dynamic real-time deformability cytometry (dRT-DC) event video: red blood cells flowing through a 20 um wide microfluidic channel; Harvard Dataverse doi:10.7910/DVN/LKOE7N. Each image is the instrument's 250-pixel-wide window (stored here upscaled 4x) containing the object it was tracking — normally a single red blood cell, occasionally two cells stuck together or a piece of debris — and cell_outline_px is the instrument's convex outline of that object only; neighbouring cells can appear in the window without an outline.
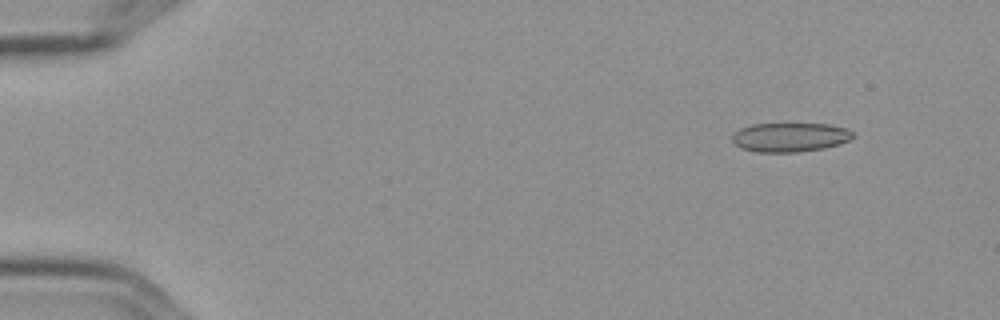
{"species": "Egyptian fruit bat (a non-hibernating species)", "species_latin": "Rousettus aegyptiacus", "temperature_condition": "cold", "stored_images_in_passage": 6, "camera_frame_rate_fps": 3000, "um_per_image_px": 0.085, "frame": {"image": 1, "passage_image": 2, "time_ms": 0.333, "image_size_px": [1000, 320], "cell_outline_px": [[856, 136], [840, 144], [824, 148], [796, 152], [756, 152], [740, 148], [732, 140], [732, 136], [740, 128], [752, 124], [828, 124], [848, 128]], "centroid_in_image_um": [67.17, 11.66], "position_along_channel_um": 17.8, "area_um2": 20.52}}
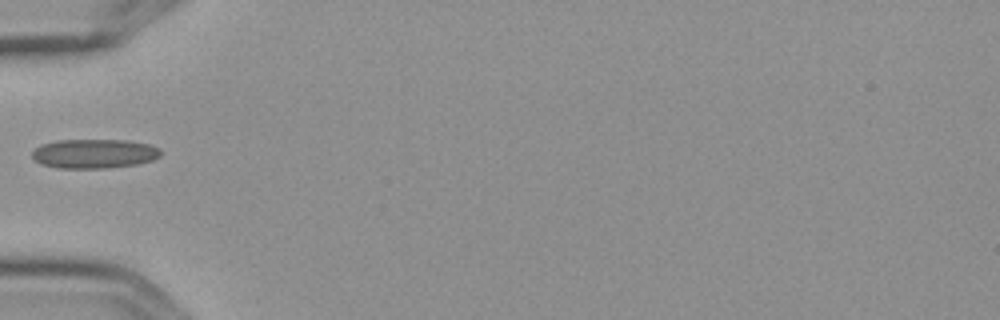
{"frame": {"image": 2, "passage_image": 5, "time_ms": 1.333, "image_size_px": [1000, 320], "cell_outline_px": [[160, 156], [152, 160], [136, 164], [104, 168], [60, 168], [40, 164], [32, 156], [32, 152], [40, 144], [56, 140], [128, 140], [148, 144], [160, 148]], "centroid_in_image_um": [7.99, 13.05], "position_along_channel_um": 77.0, "area_um2": 21.91}}
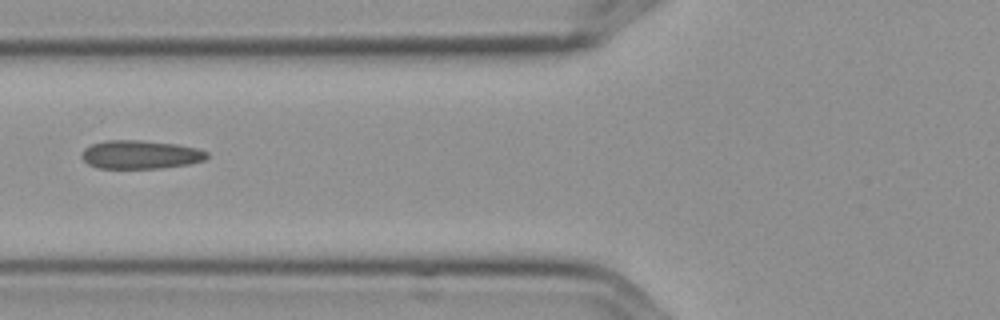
{"frame": {"image": 3, "passage_image": 6, "time_ms": 1.667, "image_size_px": [1000, 320], "cell_outline_px": [[208, 156], [204, 160], [188, 164], [160, 168], [100, 168], [88, 164], [80, 156], [84, 148], [92, 144], [104, 140], [144, 140], [180, 144], [196, 148], [208, 152]], "centroid_in_image_um": [11.93, 13.13], "position_along_channel_um": 113.9, "area_um2": 20.92}}